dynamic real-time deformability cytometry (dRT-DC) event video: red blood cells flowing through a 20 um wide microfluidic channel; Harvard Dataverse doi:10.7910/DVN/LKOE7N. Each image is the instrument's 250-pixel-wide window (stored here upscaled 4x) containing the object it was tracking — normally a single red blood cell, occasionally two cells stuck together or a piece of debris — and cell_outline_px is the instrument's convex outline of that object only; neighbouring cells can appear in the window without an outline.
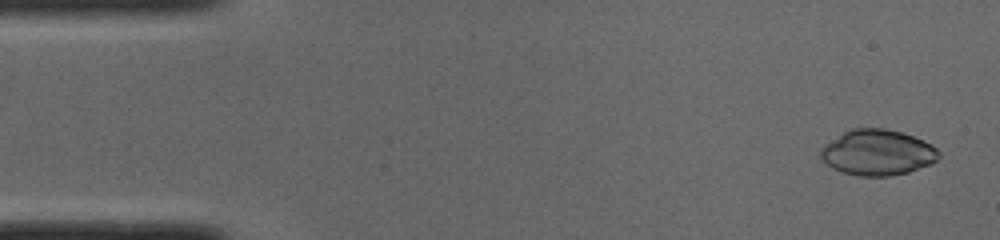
{"species": "common noctule bat (a hibernating species)", "species_latin": "Nyctalus noctula", "temperature_condition": "cold", "stored_images_in_passage": 15, "camera_frame_rate_fps": 3000, "um_per_image_px": 0.085, "animal": {"sex": "male", "body_mass_g": 19.0, "forearm_length_mm": 50.8}, "frame": {"image": 1, "passage_image": 2, "time_ms": 0.333, "image_size_px": [1000, 240], "cell_outline_px": [[940, 156], [936, 160], [928, 164], [908, 172], [888, 176], [860, 176], [844, 172], [832, 168], [820, 156], [820, 148], [824, 144], [844, 132], [852, 128], [884, 128], [900, 132], [924, 140], [932, 144], [940, 152]], "centroid_in_image_um": [74.58, 12.95], "position_along_channel_um": 10.4, "area_um2": 31.21}}